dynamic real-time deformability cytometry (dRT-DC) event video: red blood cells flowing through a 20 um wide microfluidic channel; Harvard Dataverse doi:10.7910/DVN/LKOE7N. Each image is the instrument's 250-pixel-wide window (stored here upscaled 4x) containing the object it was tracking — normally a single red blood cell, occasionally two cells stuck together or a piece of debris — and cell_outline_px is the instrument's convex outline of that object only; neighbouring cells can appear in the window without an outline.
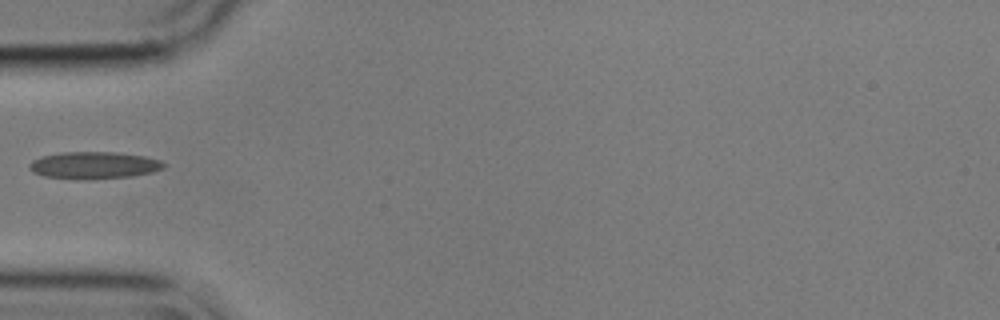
{"species": "common noctule bat (a hibernating species)", "species_latin": "Nyctalus noctula", "temperature_condition": "cold", "stored_images_in_passage": 20, "camera_frame_rate_fps": 3000, "um_per_image_px": 0.085, "animal": {"sex": "male", "body_mass_g": 17.9}, "frame": {"image": 1, "passage_image": 1, "time_ms": 0.0, "image_size_px": [1000, 320], "cell_outline_px": [[164, 168], [152, 172], [132, 176], [88, 180], [76, 180], [44, 176], [32, 172], [28, 168], [28, 164], [32, 160], [40, 156], [60, 152], [116, 152], [144, 156], [160, 160], [164, 164]], "centroid_in_image_um": [7.92, 14.05], "position_along_channel_um": 77.1, "area_um2": 21.56}}
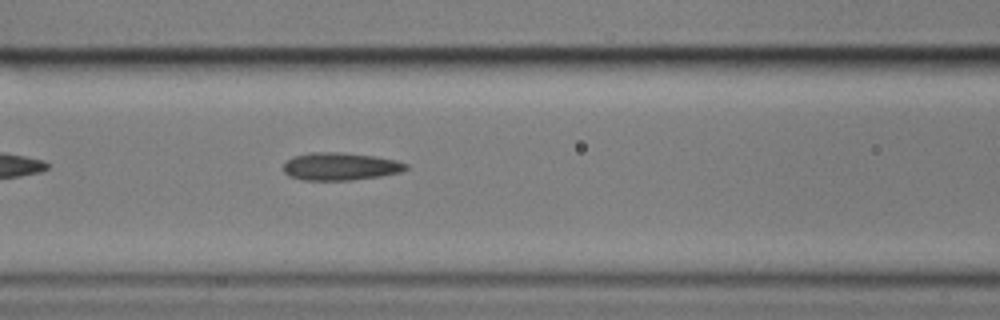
{"frame": {"image": 2, "passage_image": 6, "time_ms": 1.667, "image_size_px": [1000, 320], "cell_outline_px": [[408, 168], [400, 172], [380, 176], [352, 180], [304, 180], [288, 176], [284, 172], [284, 164], [292, 156], [312, 152], [336, 152], [376, 156], [396, 160], [408, 164]], "centroid_in_image_um": [28.92, 14.14], "position_along_channel_um": 137.7, "area_um2": 19.77}}
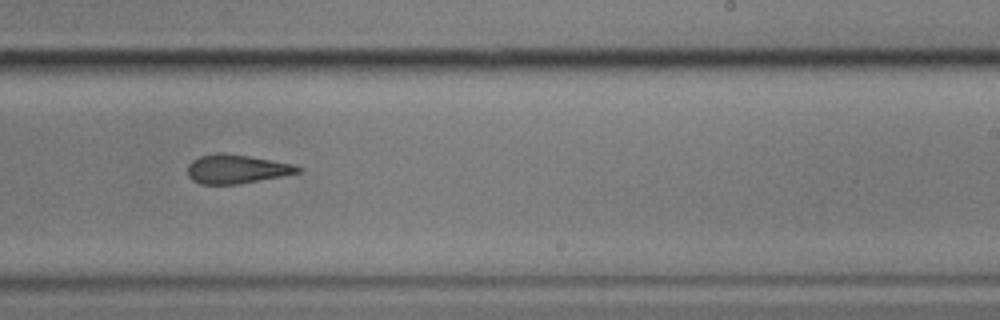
{"frame": {"image": 3, "passage_image": 17, "time_ms": 5.333, "image_size_px": [1000, 320], "cell_outline_px": [[304, 168], [300, 172], [284, 176], [240, 184], [200, 184], [192, 180], [188, 176], [188, 164], [192, 160], [200, 156], [216, 152], [224, 152], [296, 164]], "centroid_in_image_um": [20.13, 14.36], "position_along_channel_um": 268.9, "area_um2": 18.9}}